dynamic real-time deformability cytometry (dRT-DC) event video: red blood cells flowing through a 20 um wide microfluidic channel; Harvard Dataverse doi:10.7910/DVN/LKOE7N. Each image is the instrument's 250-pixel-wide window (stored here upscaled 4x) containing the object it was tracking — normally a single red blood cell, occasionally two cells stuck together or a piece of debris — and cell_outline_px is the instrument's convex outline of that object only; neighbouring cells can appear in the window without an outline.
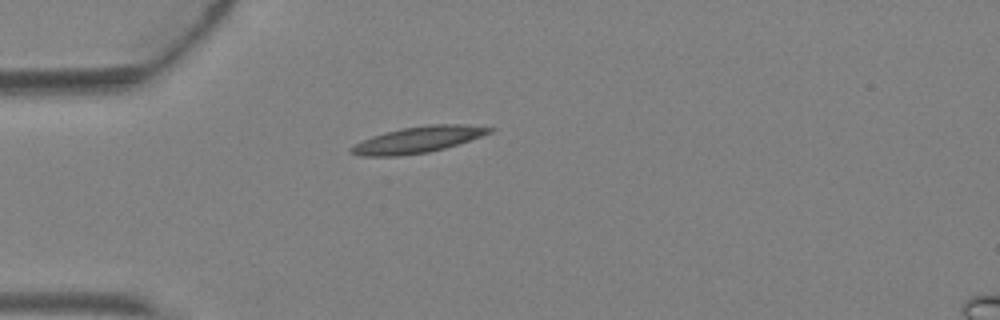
{"species": "Egyptian fruit bat (a non-hibernating species)", "species_latin": "Rousettus aegyptiacus", "temperature_condition": "warm", "stored_images_in_passage": 1, "camera_frame_rate_fps": 3000, "um_per_image_px": 0.085, "animal": {"sex": "female"}, "frame": {"image": 1, "passage_image": 1, "time_ms": 0.0, "image_size_px": [1000, 320], "cell_outline_px": [[496, 128], [492, 132], [444, 148], [428, 152], [400, 156], [360, 156], [352, 152], [348, 148], [372, 136], [384, 132], [400, 128], [428, 124], [468, 124]], "centroid_in_image_um": [35.53, 11.86], "position_along_channel_um": 49.5, "area_um2": 21.04}}